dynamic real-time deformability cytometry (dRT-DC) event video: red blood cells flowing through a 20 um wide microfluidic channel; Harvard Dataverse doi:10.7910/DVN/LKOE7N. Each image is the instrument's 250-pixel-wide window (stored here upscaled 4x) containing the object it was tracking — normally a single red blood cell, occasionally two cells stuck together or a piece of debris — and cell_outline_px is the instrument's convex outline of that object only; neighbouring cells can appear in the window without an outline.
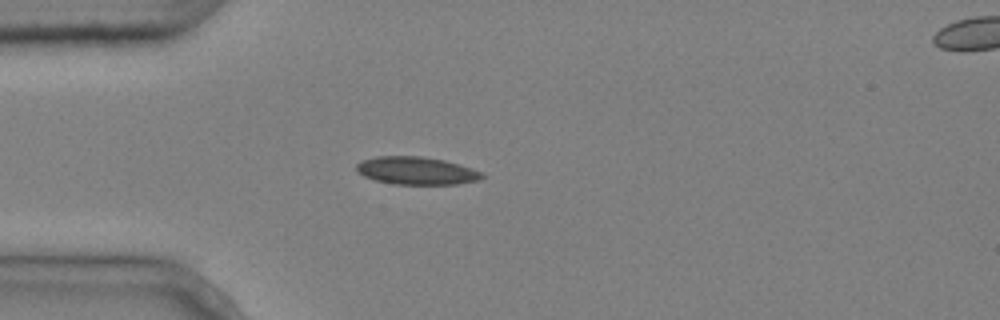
{"species": "common noctule bat (a hibernating species)", "species_latin": "Nyctalus noctula", "temperature_condition": "cold", "stored_images_in_passage": 2, "segment_of_instrument_passage": [1, 2], "camera_frame_rate_fps": 3000, "um_per_image_px": 0.085, "animal": {"sex": "male", "body_mass_g": 20.4}, "frame": {"image": 1, "passage_image": 1, "time_ms": 0.0, "image_size_px": [1000, 320], "cell_outline_px": [[484, 176], [476, 180], [456, 184], [392, 184], [376, 180], [364, 176], [356, 172], [356, 164], [360, 160], [376, 156], [420, 156], [444, 160], [472, 168], [480, 172]], "centroid_in_image_um": [35.32, 14.5], "position_along_channel_um": 49.7, "area_um2": 20.23}}